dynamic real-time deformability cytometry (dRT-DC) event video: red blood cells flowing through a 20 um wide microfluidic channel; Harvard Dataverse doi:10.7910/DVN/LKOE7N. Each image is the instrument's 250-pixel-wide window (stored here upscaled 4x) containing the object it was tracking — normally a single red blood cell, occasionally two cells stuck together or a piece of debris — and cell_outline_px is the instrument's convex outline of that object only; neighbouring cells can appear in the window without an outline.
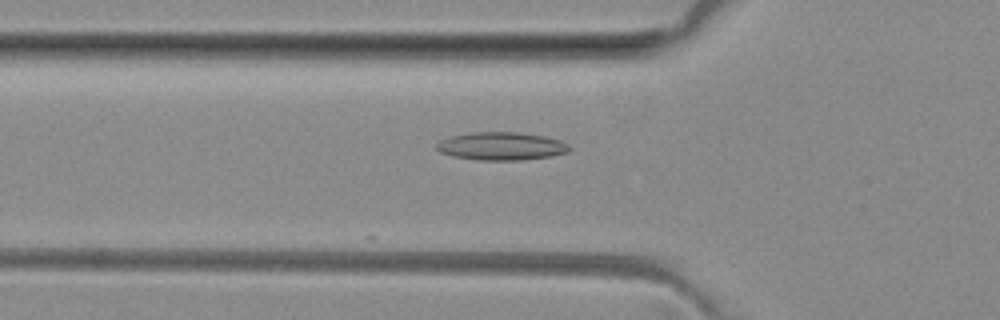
{"species": "common noctule bat (a hibernating species)", "species_latin": "Nyctalus noctula", "temperature_condition": "room temperature", "stored_images_in_passage": 5, "camera_frame_rate_fps": 3000, "um_per_image_px": 0.085, "animal": {"sex": "female", "body_mass_g": 29.2, "forearm_length_mm": 56.3}, "frame": {"image": 1, "passage_image": 5, "time_ms": 4.667, "image_size_px": [1000, 320], "cell_outline_px": [[572, 148], [568, 152], [552, 156], [520, 160], [476, 160], [452, 156], [440, 152], [436, 148], [436, 144], [440, 140], [452, 136], [472, 132], [520, 132], [544, 136], [560, 140], [568, 144]], "centroid_in_image_um": [42.63, 12.42], "position_along_channel_um": 83.2, "area_um2": 21.79}}